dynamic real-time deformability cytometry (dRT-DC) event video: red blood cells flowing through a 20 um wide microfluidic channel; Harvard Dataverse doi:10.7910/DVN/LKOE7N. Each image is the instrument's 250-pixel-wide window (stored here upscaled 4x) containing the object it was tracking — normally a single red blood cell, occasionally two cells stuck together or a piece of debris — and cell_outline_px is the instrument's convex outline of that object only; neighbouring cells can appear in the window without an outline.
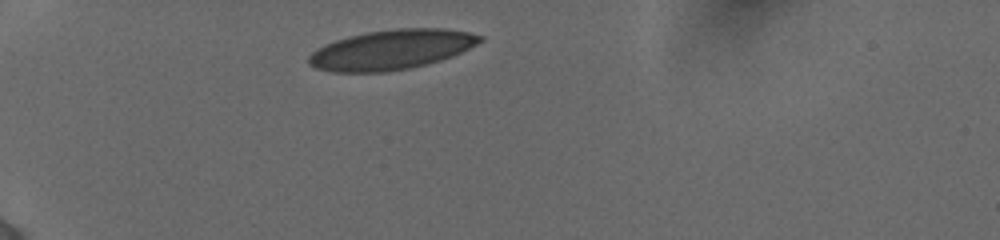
{"species": "human", "species_latin": "Homo sapiens", "temperature_condition": "cold", "stored_images_in_passage": 6, "camera_frame_rate_fps": 3000, "um_per_image_px": 0.085, "donor": {"sex": "female"}, "frame": {"image": 1, "passage_image": 1, "time_ms": 0.0, "image_size_px": [1000, 240], "cell_outline_px": [[484, 40], [452, 56], [440, 60], [408, 68], [384, 72], [332, 72], [316, 68], [308, 64], [308, 56], [316, 48], [324, 44], [348, 36], [368, 32], [396, 28], [444, 28], [468, 32], [484, 36]], "centroid_in_image_um": [33.24, 4.21], "position_along_channel_um": 51.8, "area_um2": 39.59}}
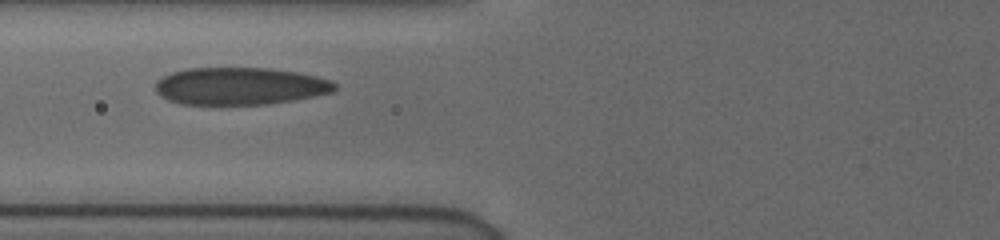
{"frame": {"image": 2, "passage_image": 4, "time_ms": 1.0, "image_size_px": [1000, 240], "cell_outline_px": [[336, 88], [332, 92], [292, 100], [264, 104], [180, 104], [168, 100], [160, 96], [156, 92], [156, 80], [172, 72], [188, 68], [272, 68], [296, 72], [316, 76], [332, 80], [336, 84]], "centroid_in_image_um": [20.38, 7.31], "position_along_channel_um": 105.4, "area_um2": 38.96}}
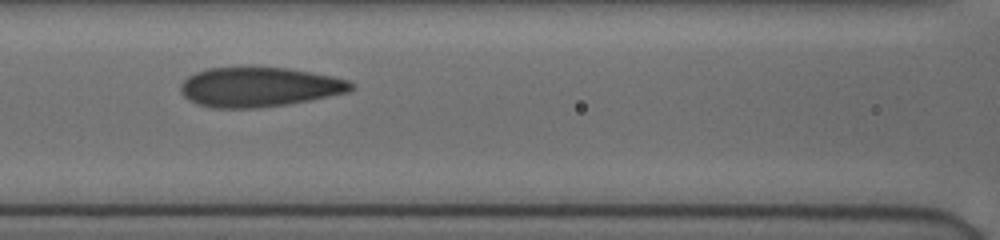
{"frame": {"image": 3, "passage_image": 5, "time_ms": 1.333, "image_size_px": [1000, 240], "cell_outline_px": [[356, 88], [348, 92], [288, 104], [256, 108], [216, 108], [196, 104], [188, 100], [180, 92], [180, 84], [188, 76], [196, 72], [208, 68], [288, 68], [332, 76], [348, 80]], "centroid_in_image_um": [22.0, 7.41], "position_along_channel_um": 144.6, "area_um2": 39.13}}